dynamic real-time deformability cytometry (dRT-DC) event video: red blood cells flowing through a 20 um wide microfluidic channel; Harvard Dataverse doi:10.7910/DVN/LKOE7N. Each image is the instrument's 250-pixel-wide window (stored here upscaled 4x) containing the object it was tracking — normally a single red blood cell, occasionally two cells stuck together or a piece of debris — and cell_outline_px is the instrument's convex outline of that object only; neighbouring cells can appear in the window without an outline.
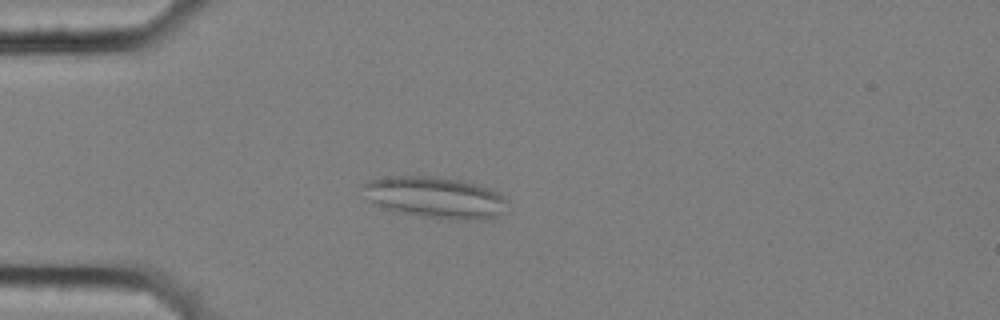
{"species": "common noctule bat (a hibernating species)", "species_latin": "Nyctalus noctula", "temperature_condition": "cold", "stored_images_in_passage": 4, "camera_frame_rate_fps": 3000, "um_per_image_px": 0.085, "animal": {"sex": "female", "body_mass_g": 25.1}, "frame": {"image": 1, "passage_image": 2, "time_ms": 0.333, "image_size_px": [1000, 320], "cell_outline_px": [[508, 212], [484, 220], [456, 220], [420, 216], [388, 208], [376, 204], [372, 200], [360, 184], [368, 180], [384, 176], [432, 176], [460, 180], [492, 188], [504, 196], [508, 200]], "centroid_in_image_um": [37.11, 16.78], "position_along_channel_um": 47.9, "area_um2": 34.97}}